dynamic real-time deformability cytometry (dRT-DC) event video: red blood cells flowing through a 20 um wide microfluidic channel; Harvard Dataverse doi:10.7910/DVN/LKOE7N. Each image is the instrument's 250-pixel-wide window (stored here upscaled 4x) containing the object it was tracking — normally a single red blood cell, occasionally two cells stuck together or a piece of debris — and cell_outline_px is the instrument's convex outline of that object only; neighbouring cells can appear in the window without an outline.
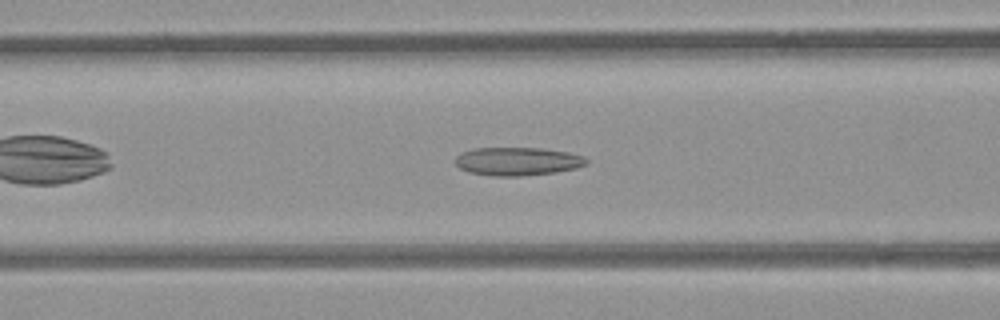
{"species": "common noctule bat (a hibernating species)", "species_latin": "Nyctalus noctula", "temperature_condition": "room temperature", "stored_images_in_passage": 39, "camera_frame_rate_fps": 3000, "um_per_image_px": 0.085, "animal": {"sex": "female", "body_mass_g": 21.9}, "frame": {"image": 1, "passage_image": 15, "time_ms": 4.667, "image_size_px": [1000, 320], "cell_outline_px": [[588, 164], [576, 168], [556, 172], [520, 176], [492, 176], [468, 172], [460, 168], [456, 164], [456, 156], [460, 152], [476, 148], [540, 148], [568, 152], [584, 156], [588, 160]], "centroid_in_image_um": [44.0, 13.71], "position_along_channel_um": 122.6, "area_um2": 21.68}}
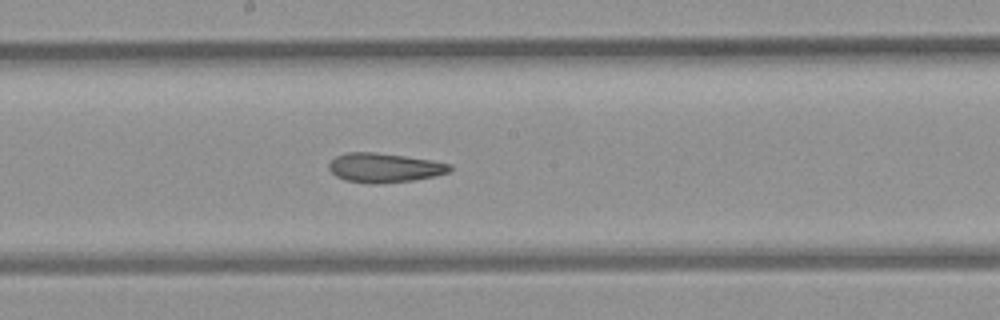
{"frame": {"image": 2, "passage_image": 22, "time_ms": 7.0, "image_size_px": [1000, 320], "cell_outline_px": [[452, 168], [448, 172], [432, 176], [412, 180], [380, 184], [368, 184], [344, 180], [336, 176], [328, 168], [328, 164], [336, 156], [348, 152], [376, 152], [432, 160], [452, 164]], "centroid_in_image_um": [32.64, 14.26], "position_along_channel_um": 215.6, "area_um2": 20.69}}
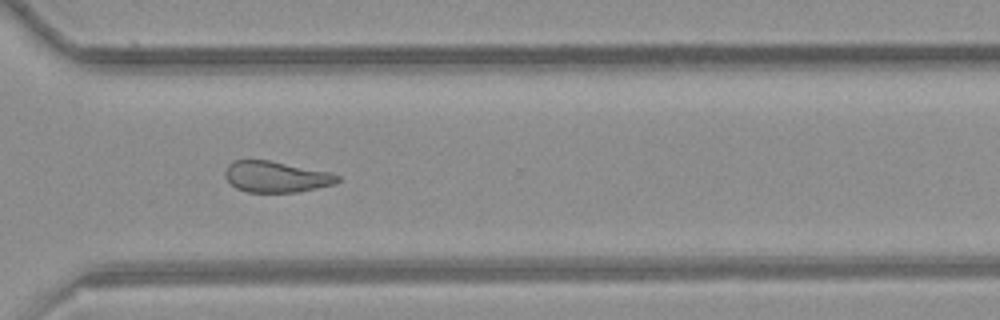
{"frame": {"image": 3, "passage_image": 32, "time_ms": 10.333, "image_size_px": [1000, 320], "cell_outline_px": [[340, 180], [336, 184], [296, 192], [248, 192], [236, 188], [224, 176], [224, 172], [228, 164], [236, 160], [268, 160], [328, 172], [340, 176]], "centroid_in_image_um": [23.46, 15.03], "position_along_channel_um": 347.1, "area_um2": 20.17}, "authors_computed_cell_mechanics": {"area_um2": 21.3282, "velocity_mm_per_s": 3.966, "shape_relaxation_time_tau1_ms": null, "shape_relaxation_time_tau2_ms": 3.7256, "deformation_change_tau1": null, "deformation_change_tau2": 0.1203}}